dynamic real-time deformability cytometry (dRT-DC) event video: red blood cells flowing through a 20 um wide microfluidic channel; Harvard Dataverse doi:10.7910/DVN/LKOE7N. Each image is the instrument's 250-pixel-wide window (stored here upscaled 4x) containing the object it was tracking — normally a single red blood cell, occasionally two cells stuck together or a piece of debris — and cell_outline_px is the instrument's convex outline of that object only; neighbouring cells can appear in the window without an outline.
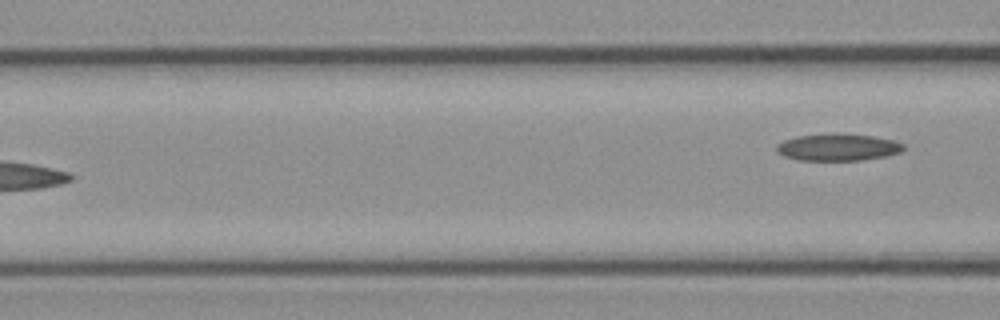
{"species": "common noctule bat (a hibernating species)", "species_latin": "Nyctalus noctula", "temperature_condition": "cold", "stored_images_in_passage": 5, "camera_frame_rate_fps": 3000, "um_per_image_px": 0.085, "animal": {"sex": "female", "body_mass_g": 21.9}, "frame": {"image": 1, "passage_image": 5, "time_ms": 1.333, "image_size_px": [1000, 320], "cell_outline_px": [[904, 148], [900, 152], [884, 156], [860, 160], [796, 160], [784, 156], [776, 152], [776, 144], [784, 140], [796, 136], [836, 132], [840, 132], [872, 136], [892, 140], [904, 144]], "centroid_in_image_um": [71.16, 12.5], "position_along_channel_um": 95.4, "area_um2": 20.17}}